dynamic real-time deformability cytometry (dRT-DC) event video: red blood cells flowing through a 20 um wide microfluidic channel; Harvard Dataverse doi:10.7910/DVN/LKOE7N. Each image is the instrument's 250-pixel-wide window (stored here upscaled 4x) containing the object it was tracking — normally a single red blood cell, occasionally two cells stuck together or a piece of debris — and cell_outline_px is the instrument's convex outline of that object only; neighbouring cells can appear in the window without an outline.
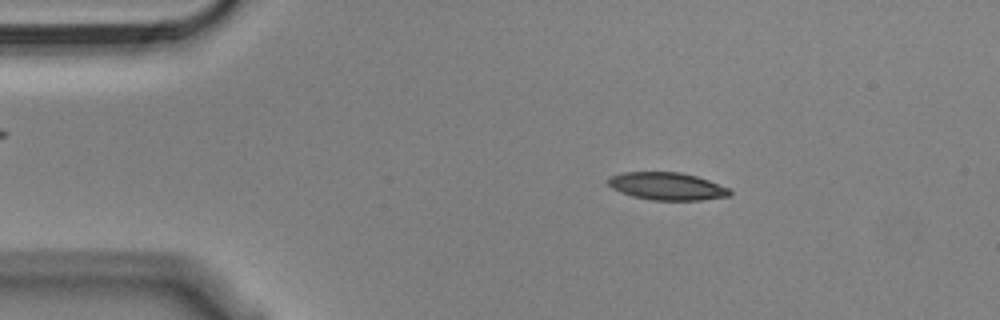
{"species": "Egyptian fruit bat (a non-hibernating species)", "species_latin": "Rousettus aegyptiacus", "temperature_condition": "cold", "stored_images_in_passage": 47, "camera_frame_rate_fps": 3000, "um_per_image_px": 0.085, "animal": {"sex": "male"}, "frame": {"image": 1, "passage_image": 2, "time_ms": 0.333, "image_size_px": [1000, 320], "cell_outline_px": [[732, 192], [728, 196], [700, 200], [652, 200], [632, 196], [620, 192], [612, 188], [604, 180], [608, 176], [620, 172], [680, 172], [696, 176], [708, 180], [728, 188]], "centroid_in_image_um": [56.61, 15.82], "position_along_channel_um": 28.4, "area_um2": 19.65}}
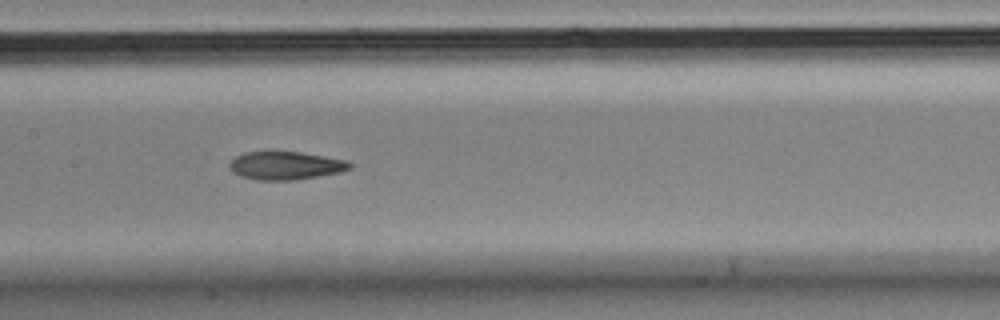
{"frame": {"image": 2, "passage_image": 19, "time_ms": 6.0, "image_size_px": [1000, 320], "cell_outline_px": [[352, 168], [340, 172], [296, 180], [256, 180], [240, 176], [232, 172], [228, 168], [228, 164], [236, 156], [244, 152], [300, 152], [348, 160], [352, 164]], "centroid_in_image_um": [24.26, 14.08], "position_along_channel_um": 183.1, "area_um2": 19.83}}
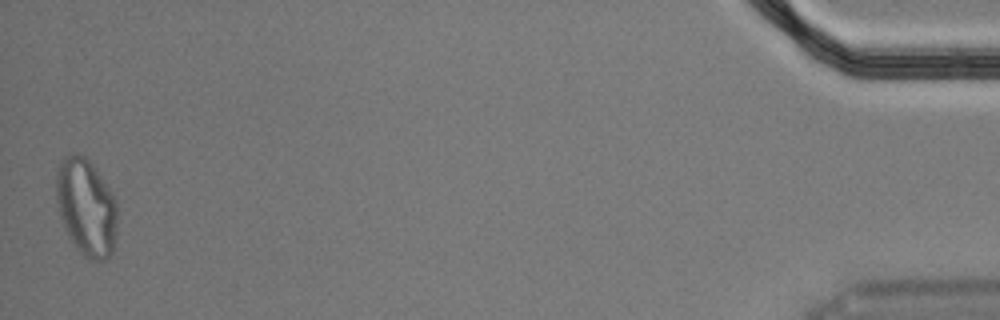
{"frame": {"image": 3, "passage_image": 47, "time_ms": 15.333, "image_size_px": [1000, 320], "cell_outline_px": [[116, 240], [112, 252], [108, 260], [92, 260], [84, 256], [72, 244], [68, 236], [60, 216], [56, 200], [56, 172], [60, 160], [68, 152], [76, 152], [84, 156], [96, 168], [108, 188], [116, 204]], "centroid_in_image_um": [7.3, 17.6], "position_along_channel_um": 427.9, "area_um2": 34.85}, "authors_computed_cell_mechanics": {"area_um2": 20.5768, "velocity_mm_per_s": 3.6222, "shape_relaxation_time_tau1_ms": 6.6527, "shape_relaxation_time_tau2_ms": 2.6905, "deformation_change_tau1": 0.1772, "deformation_change_tau2": 0.1058}}